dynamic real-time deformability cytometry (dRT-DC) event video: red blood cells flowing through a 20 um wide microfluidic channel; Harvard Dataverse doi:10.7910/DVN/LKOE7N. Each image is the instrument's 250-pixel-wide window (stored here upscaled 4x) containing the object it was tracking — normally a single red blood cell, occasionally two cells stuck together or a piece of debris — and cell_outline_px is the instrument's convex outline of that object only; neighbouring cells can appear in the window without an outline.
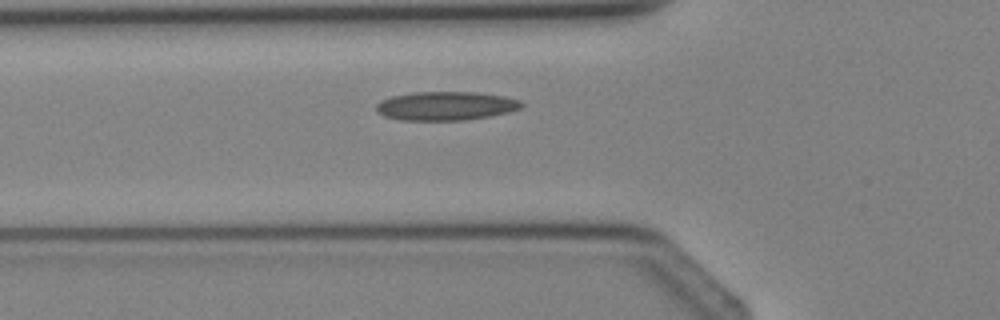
{"species": "Egyptian fruit bat (a non-hibernating species)", "species_latin": "Rousettus aegyptiacus", "temperature_condition": "cold", "stored_images_in_passage": 2, "camera_frame_rate_fps": 3000, "um_per_image_px": 0.085, "animal": {"sex": "female"}, "frame": {"image": 1, "passage_image": 2, "time_ms": 1.333, "image_size_px": [1000, 320], "cell_outline_px": [[524, 104], [520, 108], [508, 112], [488, 116], [464, 120], [400, 120], [384, 116], [376, 112], [376, 104], [380, 100], [392, 96], [412, 92], [476, 92], [504, 96], [520, 100]], "centroid_in_image_um": [37.86, 9.0], "position_along_channel_um": 87.9, "area_um2": 24.39}}